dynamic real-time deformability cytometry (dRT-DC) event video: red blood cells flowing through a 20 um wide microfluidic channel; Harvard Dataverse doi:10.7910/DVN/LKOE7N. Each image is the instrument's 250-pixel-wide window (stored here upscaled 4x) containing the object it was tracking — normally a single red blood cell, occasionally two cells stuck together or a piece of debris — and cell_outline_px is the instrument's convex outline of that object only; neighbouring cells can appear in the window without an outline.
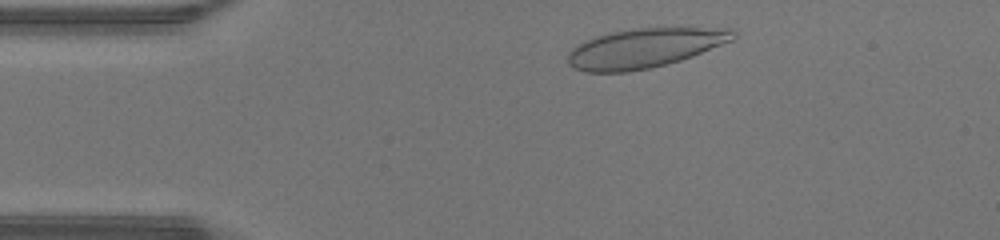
{"species": "human", "species_latin": "Homo sapiens", "temperature_condition": "warm", "stored_images_in_passage": 35, "camera_frame_rate_fps": 3000, "um_per_image_px": 0.085, "donor": {"sex": "male"}, "frame": {"image": 1, "passage_image": 3, "time_ms": 0.667, "image_size_px": [1000, 240], "cell_outline_px": [[736, 36], [732, 40], [692, 56], [680, 60], [648, 68], [624, 72], [588, 72], [576, 68], [568, 64], [568, 52], [572, 48], [584, 40], [596, 36], [612, 32], [632, 28], [732, 28], [736, 32]], "centroid_in_image_um": [54.77, 4.07], "position_along_channel_um": 30.2, "area_um2": 37.63}}
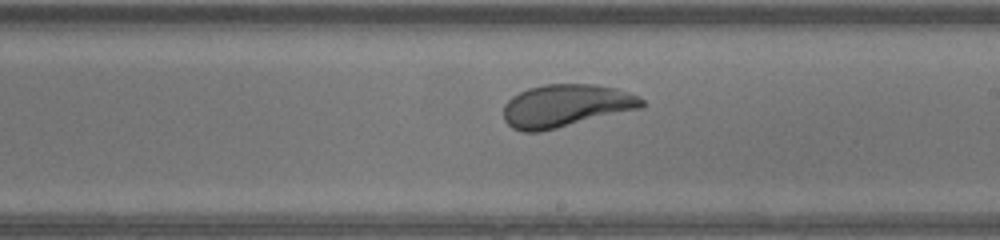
{"frame": {"image": 2, "passage_image": 21, "time_ms": 6.667, "image_size_px": [1000, 240], "cell_outline_px": [[644, 104], [640, 108], [540, 132], [524, 132], [512, 128], [504, 120], [504, 104], [512, 96], [528, 88], [544, 84], [596, 84], [616, 88], [640, 96], [644, 100]], "centroid_in_image_um": [48.08, 8.98], "position_along_channel_um": 240.9, "area_um2": 34.33}}
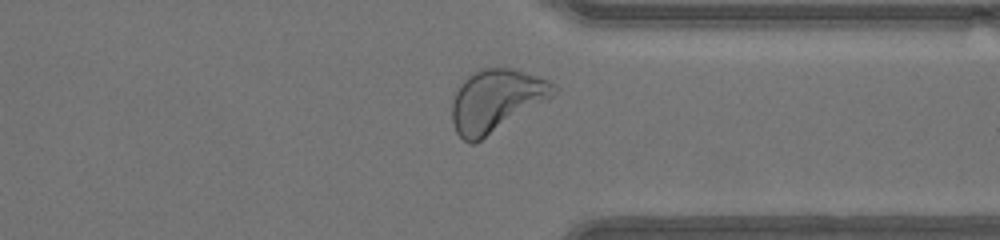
{"frame": {"image": 3, "passage_image": 30, "time_ms": 9.667, "image_size_px": [1000, 240], "cell_outline_px": [[560, 88], [548, 100], [480, 140], [472, 144], [464, 140], [456, 132], [452, 124], [452, 100], [456, 88], [472, 72], [480, 68], [512, 68], [548, 80]], "centroid_in_image_um": [42.15, 8.53], "position_along_channel_um": 369.2, "area_um2": 36.82}, "authors_computed_cell_mechanics": {"area_um2": 35.1424, "velocity_mm_per_s": 4.3491, "shape_relaxation_time_tau1_ms": 3.028, "shape_relaxation_time_tau2_ms": null, "deformation_change_tau1": 0.1487, "deformation_change_tau2": null}}